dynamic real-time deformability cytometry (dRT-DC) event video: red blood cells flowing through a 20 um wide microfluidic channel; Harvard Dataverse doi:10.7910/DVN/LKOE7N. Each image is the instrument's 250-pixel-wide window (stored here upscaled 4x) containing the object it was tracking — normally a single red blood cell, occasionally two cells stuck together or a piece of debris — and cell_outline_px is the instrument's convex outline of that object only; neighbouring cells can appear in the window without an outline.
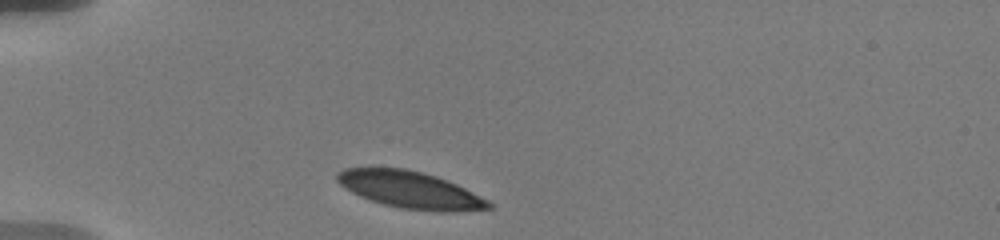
{"species": "human", "species_latin": "Homo sapiens", "temperature_condition": "warm", "stored_images_in_passage": 4, "camera_frame_rate_fps": 3000, "um_per_image_px": 0.085, "donor": {"sex": "male"}, "frame": {"image": 1, "passage_image": 1, "time_ms": 0.0, "image_size_px": [1000, 240], "cell_outline_px": [[492, 208], [456, 212], [440, 212], [400, 208], [384, 204], [360, 196], [344, 188], [336, 180], [336, 172], [344, 168], [404, 168], [424, 172], [436, 176], [456, 184], [488, 200], [492, 204]], "centroid_in_image_um": [34.86, 16.14], "position_along_channel_um": 50.1, "area_um2": 32.6}}
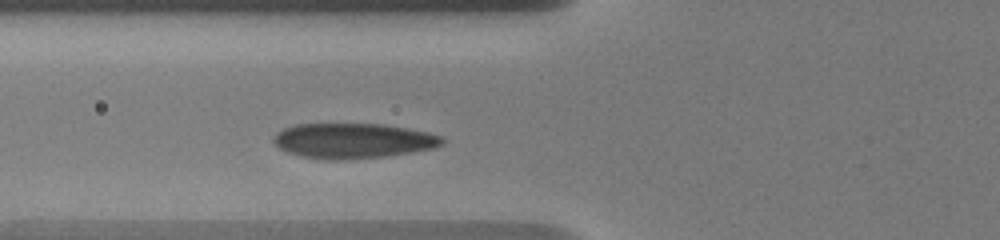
{"frame": {"image": 2, "passage_image": 4, "time_ms": 2.0, "image_size_px": [1000, 240], "cell_outline_px": [[448, 140], [444, 144], [432, 148], [412, 152], [384, 156], [344, 160], [328, 160], [300, 156], [288, 152], [280, 148], [272, 140], [272, 136], [276, 132], [284, 128], [296, 124], [384, 124], [408, 128], [428, 132], [440, 136]], "centroid_in_image_um": [30.01, 11.96], "position_along_channel_um": 95.8, "area_um2": 34.68}}